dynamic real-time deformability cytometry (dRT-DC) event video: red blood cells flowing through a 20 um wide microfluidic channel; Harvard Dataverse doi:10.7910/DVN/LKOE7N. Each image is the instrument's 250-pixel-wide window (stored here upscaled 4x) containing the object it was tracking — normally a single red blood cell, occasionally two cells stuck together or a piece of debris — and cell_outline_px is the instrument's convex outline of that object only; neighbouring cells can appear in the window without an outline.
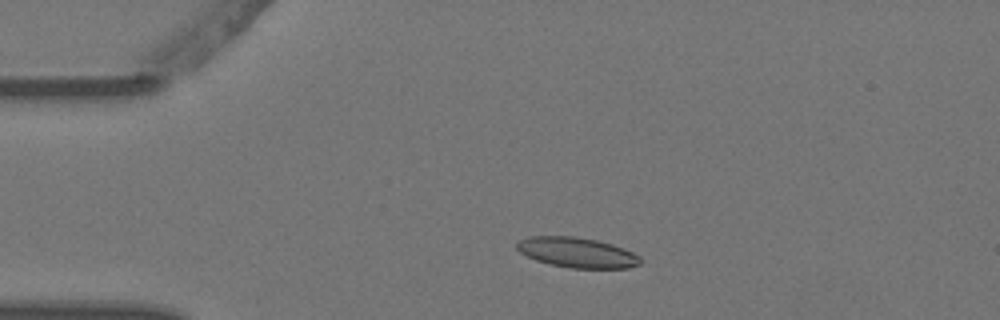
{"species": "Egyptian fruit bat (a non-hibernating species)", "species_latin": "Rousettus aegyptiacus", "temperature_condition": "warm", "stored_images_in_passage": 3, "camera_frame_rate_fps": 3000, "um_per_image_px": 0.085, "animal": {"sex": "female"}, "frame": {"image": 1, "passage_image": 2, "time_ms": 0.333, "image_size_px": [1000, 320], "cell_outline_px": [[640, 264], [628, 268], [568, 268], [548, 264], [536, 260], [520, 252], [516, 248], [516, 244], [520, 240], [528, 236], [576, 236], [596, 240], [612, 244], [624, 248], [640, 256]], "centroid_in_image_um": [49.04, 21.46], "position_along_channel_um": 36.0, "area_um2": 21.79}}